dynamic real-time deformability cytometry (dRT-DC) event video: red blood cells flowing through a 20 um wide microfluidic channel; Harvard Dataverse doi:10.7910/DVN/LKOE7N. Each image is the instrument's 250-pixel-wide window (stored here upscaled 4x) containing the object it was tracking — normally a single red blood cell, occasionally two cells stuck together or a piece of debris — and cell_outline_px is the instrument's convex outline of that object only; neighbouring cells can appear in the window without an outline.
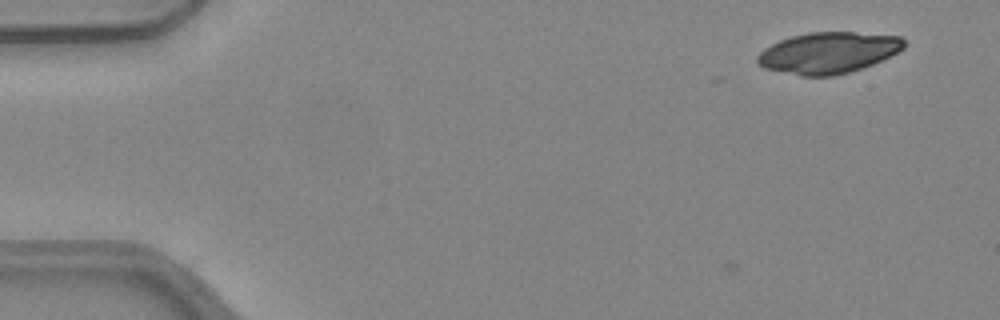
{"species": "common noctule bat (a hibernating species)", "species_latin": "Nyctalus noctula", "temperature_condition": "warm", "stored_images_in_passage": 2, "camera_frame_rate_fps": 3000, "um_per_image_px": 0.085, "animal": {"sex": "female", "body_mass_g": 24.6, "forearm_length_mm": 56.2}, "frame": {"image": 1, "passage_image": 2, "time_ms": 0.333, "image_size_px": [1000, 320], "cell_outline_px": [[904, 48], [872, 64], [848, 72], [832, 76], [800, 76], [764, 68], [756, 64], [756, 56], [764, 48], [780, 40], [792, 36], [808, 32], [856, 32], [900, 36], [904, 40]], "centroid_in_image_um": [70.35, 4.48], "position_along_channel_um": 14.7, "area_um2": 35.08}}